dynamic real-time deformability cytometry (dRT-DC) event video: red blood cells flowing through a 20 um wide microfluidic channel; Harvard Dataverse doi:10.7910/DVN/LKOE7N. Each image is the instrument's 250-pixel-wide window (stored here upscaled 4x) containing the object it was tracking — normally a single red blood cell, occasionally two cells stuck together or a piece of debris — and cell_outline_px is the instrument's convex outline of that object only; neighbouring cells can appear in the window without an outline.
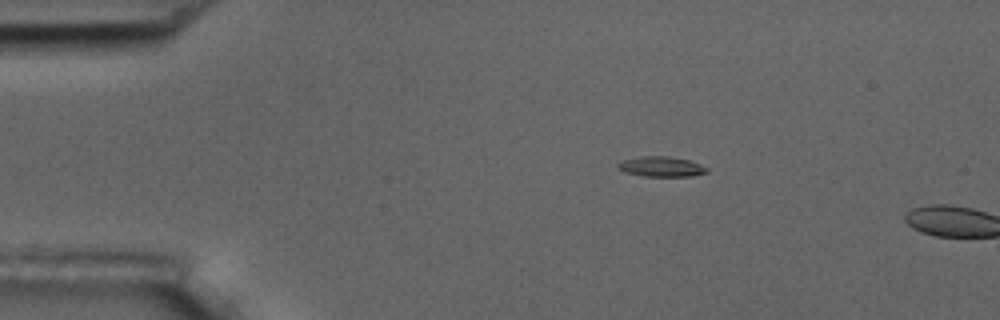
{"species": "common noctule bat (a hibernating species)", "species_latin": "Nyctalus noctula", "temperature_condition": "room temperature", "stored_images_in_passage": 2, "camera_frame_rate_fps": 3000, "um_per_image_px": 0.085, "animal": {"sex": "male", "body_mass_g": 17.5, "forearm_length_mm": 52.3}, "frame": {"image": 1, "passage_image": 1, "time_ms": 0.0, "image_size_px": [1000, 320], "cell_outline_px": [[708, 172], [692, 176], [644, 176], [624, 172], [616, 168], [616, 164], [620, 160], [640, 156], [668, 156], [688, 160], [700, 164], [708, 168]], "centroid_in_image_um": [56.15, 14.16], "position_along_channel_um": 28.8, "area_um2": 10.58}}